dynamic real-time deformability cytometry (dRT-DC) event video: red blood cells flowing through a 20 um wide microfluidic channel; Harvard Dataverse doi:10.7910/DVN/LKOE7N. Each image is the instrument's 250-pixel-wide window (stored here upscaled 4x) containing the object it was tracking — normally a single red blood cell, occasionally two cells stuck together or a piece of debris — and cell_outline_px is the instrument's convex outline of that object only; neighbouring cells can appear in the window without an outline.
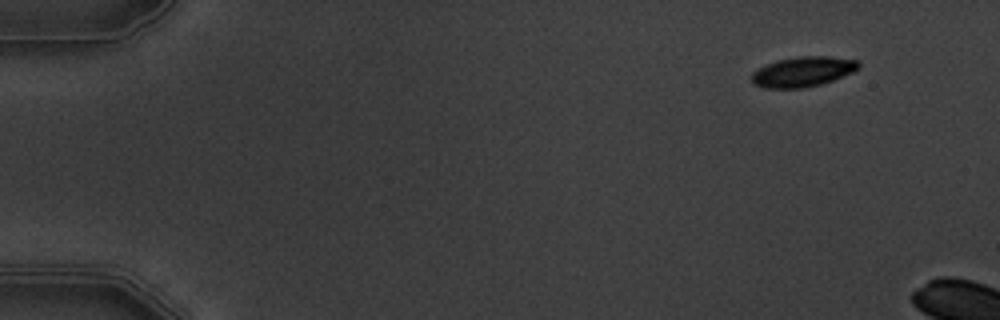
{"species": "common noctule bat (a hibernating species)", "species_latin": "Nyctalus noctula", "temperature_condition": "warm", "stored_images_in_passage": 3, "camera_frame_rate_fps": 3000, "um_per_image_px": 0.085, "animal": {"sex": "male", "body_mass_g": 19.5, "forearm_length_mm": 54.6}, "frame": {"image": 1, "passage_image": 1, "time_ms": 0.0, "image_size_px": [1000, 320], "cell_outline_px": [[860, 68], [852, 72], [832, 80], [820, 84], [800, 88], [764, 88], [752, 84], [752, 72], [756, 68], [764, 64], [776, 60], [800, 56], [832, 56], [856, 60], [860, 64]], "centroid_in_image_um": [68.2, 6.08], "position_along_channel_um": 16.8, "area_um2": 18.84}}